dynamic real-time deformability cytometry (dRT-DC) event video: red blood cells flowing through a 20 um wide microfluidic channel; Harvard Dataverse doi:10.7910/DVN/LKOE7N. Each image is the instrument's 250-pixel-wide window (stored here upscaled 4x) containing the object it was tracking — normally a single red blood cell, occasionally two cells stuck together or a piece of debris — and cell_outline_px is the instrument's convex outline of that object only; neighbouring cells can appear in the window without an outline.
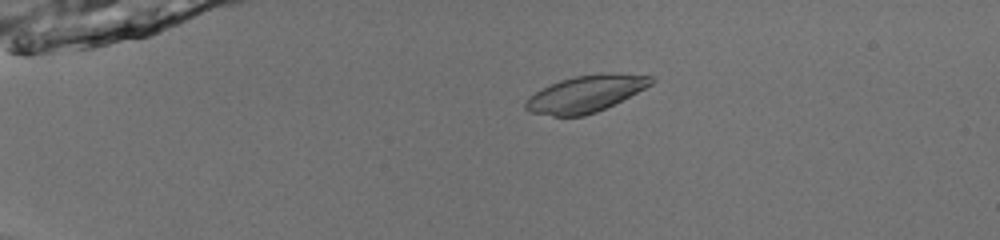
{"species": "common noctule bat (a hibernating species)", "species_latin": "Nyctalus noctula", "temperature_condition": "room temperature", "stored_images_in_passage": 50, "camera_frame_rate_fps": 3000, "um_per_image_px": 0.085, "animal": {"sex": "male", "body_mass_g": 13.0, "forearm_length_mm": 53.1}, "frame": {"image": 1, "passage_image": 10, "time_ms": 3.0, "image_size_px": [1000, 240], "cell_outline_px": [[656, 80], [652, 84], [596, 112], [584, 116], [552, 116], [532, 112], [524, 108], [524, 100], [528, 96], [560, 80], [576, 76], [652, 76]], "centroid_in_image_um": [49.66, 8.04], "position_along_channel_um": 35.3, "area_um2": 25.37}}
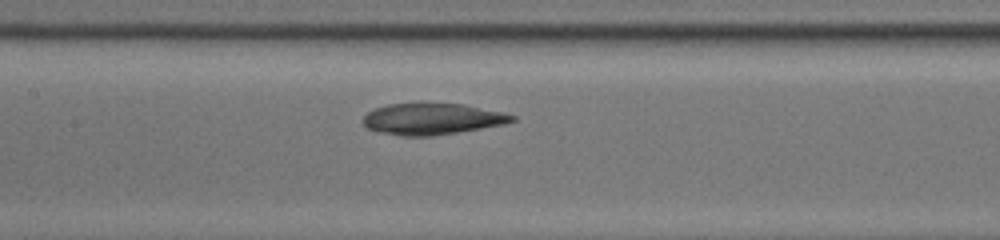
{"frame": {"image": 2, "passage_image": 25, "time_ms": 8.0, "image_size_px": [1000, 240], "cell_outline_px": [[516, 120], [504, 124], [432, 136], [400, 136], [380, 132], [368, 128], [360, 120], [372, 108], [388, 104], [464, 104], [504, 112], [516, 116]], "centroid_in_image_um": [36.71, 10.11], "position_along_channel_um": 170.7, "area_um2": 27.11}}
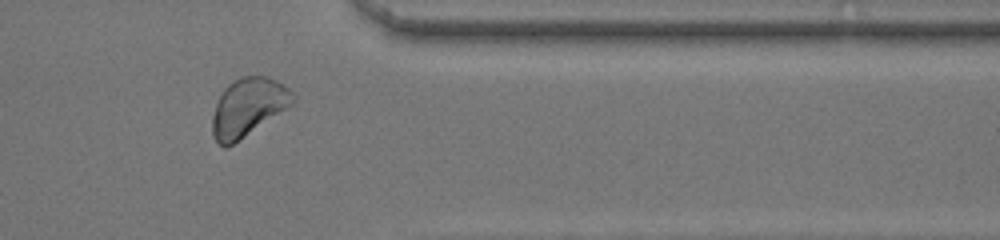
{"frame": {"image": 3, "passage_image": 42, "time_ms": 13.667, "image_size_px": [1000, 240], "cell_outline_px": [[296, 100], [292, 104], [232, 144], [224, 148], [212, 136], [212, 116], [216, 104], [224, 88], [228, 84], [240, 76], [268, 76], [284, 84], [292, 92]], "centroid_in_image_um": [21.07, 9.08], "position_along_channel_um": 390.3, "area_um2": 26.82}, "authors_computed_cell_mechanics": {"area_um2": 27.0504, "velocity_mm_per_s": 3.971, "shape_relaxation_time_tau1_ms": 7.4849, "shape_relaxation_time_tau2_ms": 3.8918, "deformation_change_tau1": 0.3257, "deformation_change_tau2": 0.0313}}